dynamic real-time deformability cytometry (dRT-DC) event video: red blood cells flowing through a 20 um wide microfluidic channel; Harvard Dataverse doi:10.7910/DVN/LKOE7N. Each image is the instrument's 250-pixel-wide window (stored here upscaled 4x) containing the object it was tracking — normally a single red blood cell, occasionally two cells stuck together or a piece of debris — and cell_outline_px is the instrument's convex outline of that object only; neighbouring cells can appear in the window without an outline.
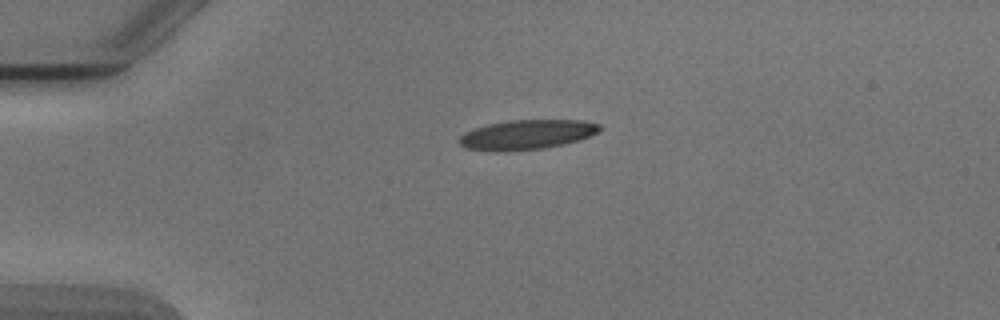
{"species": "Egyptian fruit bat (a non-hibernating species)", "species_latin": "Rousettus aegyptiacus", "temperature_condition": "cold", "stored_images_in_passage": 2, "camera_frame_rate_fps": 3000, "um_per_image_px": 0.085, "animal": {"sex": "male"}, "frame": {"image": 1, "passage_image": 1, "time_ms": 0.0, "image_size_px": [1000, 320], "cell_outline_px": [[600, 128], [596, 132], [580, 140], [564, 144], [544, 148], [496, 152], [464, 148], [460, 144], [460, 136], [464, 132], [488, 124], [508, 120], [584, 120], [600, 124]], "centroid_in_image_um": [44.76, 11.44], "position_along_channel_um": 40.2, "area_um2": 24.22}}